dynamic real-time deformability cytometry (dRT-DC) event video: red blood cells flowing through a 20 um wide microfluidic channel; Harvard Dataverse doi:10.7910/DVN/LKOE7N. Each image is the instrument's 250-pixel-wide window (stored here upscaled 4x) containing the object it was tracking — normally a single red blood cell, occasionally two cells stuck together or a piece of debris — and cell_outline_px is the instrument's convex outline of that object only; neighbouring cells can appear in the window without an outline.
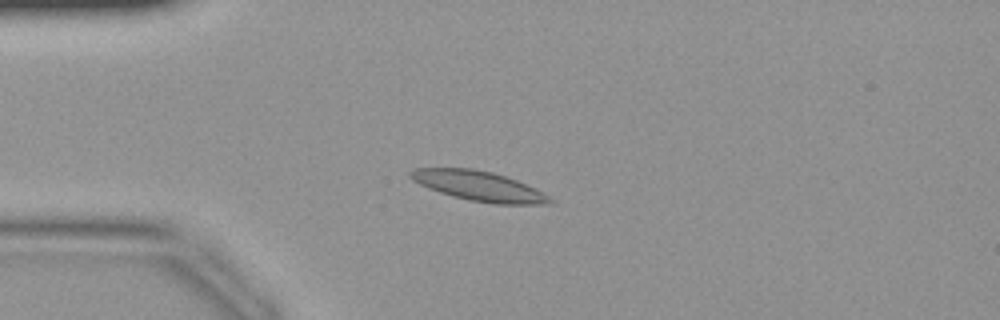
{"species": "common noctule bat (a hibernating species)", "species_latin": "Nyctalus noctula", "temperature_condition": "warm", "stored_images_in_passage": 42, "camera_frame_rate_fps": 3000, "um_per_image_px": 0.085, "animal": {"sex": "female", "body_mass_g": 19.9}, "frame": {"image": 1, "passage_image": 10, "time_ms": 3.0, "image_size_px": [1000, 320], "cell_outline_px": [[556, 200], [552, 204], [492, 204], [468, 200], [452, 196], [428, 188], [412, 180], [408, 176], [408, 172], [412, 168], [472, 168], [492, 172], [516, 180], [536, 188]], "centroid_in_image_um": [40.71, 15.82], "position_along_channel_um": 44.3, "area_um2": 24.45}}
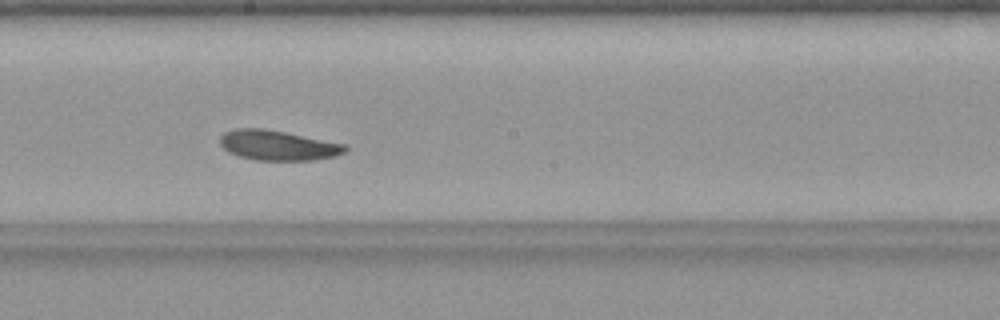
{"frame": {"image": 2, "passage_image": 23, "time_ms": 7.333, "image_size_px": [1000, 320], "cell_outline_px": [[348, 148], [344, 152], [336, 156], [312, 160], [256, 160], [240, 156], [228, 152], [220, 144], [220, 136], [224, 132], [236, 128], [264, 128], [348, 144]], "centroid_in_image_um": [23.64, 12.34], "position_along_channel_um": 224.6, "area_um2": 21.96}}
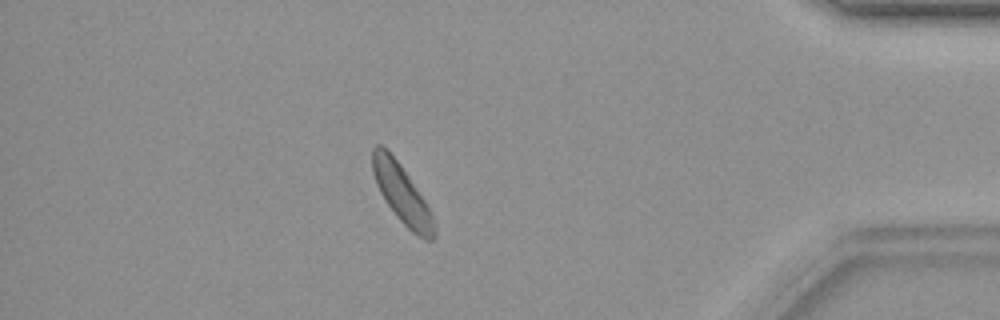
{"frame": {"image": 3, "passage_image": 37, "time_ms": 12.0, "image_size_px": [1000, 320], "cell_outline_px": [[436, 236], [432, 240], [424, 240], [416, 236], [396, 216], [380, 192], [376, 184], [372, 172], [372, 148], [376, 144], [380, 144], [400, 164], [424, 200], [432, 216], [436, 232]], "centroid_in_image_um": [34.15, 16.51], "position_along_channel_um": 401.1, "area_um2": 20.63}}